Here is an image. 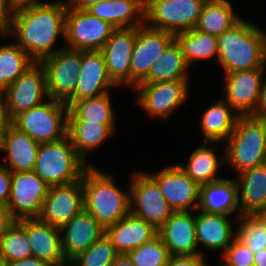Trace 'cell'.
I'll return each instance as SVG.
<instances>
[{"mask_svg":"<svg viewBox=\"0 0 266 266\" xmlns=\"http://www.w3.org/2000/svg\"><path fill=\"white\" fill-rule=\"evenodd\" d=\"M67 7L62 0L31 3L15 8L8 36L16 37L17 44L35 61L55 54L58 36L65 39Z\"/></svg>","mask_w":266,"mask_h":266,"instance_id":"obj_1","label":"cell"},{"mask_svg":"<svg viewBox=\"0 0 266 266\" xmlns=\"http://www.w3.org/2000/svg\"><path fill=\"white\" fill-rule=\"evenodd\" d=\"M217 40L224 74L266 68V31L252 22L241 18Z\"/></svg>","mask_w":266,"mask_h":266,"instance_id":"obj_2","label":"cell"},{"mask_svg":"<svg viewBox=\"0 0 266 266\" xmlns=\"http://www.w3.org/2000/svg\"><path fill=\"white\" fill-rule=\"evenodd\" d=\"M84 210L105 229L130 212V192L120 189L112 177L89 166L82 175Z\"/></svg>","mask_w":266,"mask_h":266,"instance_id":"obj_3","label":"cell"},{"mask_svg":"<svg viewBox=\"0 0 266 266\" xmlns=\"http://www.w3.org/2000/svg\"><path fill=\"white\" fill-rule=\"evenodd\" d=\"M266 159V120L239 116L226 141L225 163L236 173L264 164Z\"/></svg>","mask_w":266,"mask_h":266,"instance_id":"obj_4","label":"cell"},{"mask_svg":"<svg viewBox=\"0 0 266 266\" xmlns=\"http://www.w3.org/2000/svg\"><path fill=\"white\" fill-rule=\"evenodd\" d=\"M89 167L77 153L68 136L39 145L33 172L48 186L73 183Z\"/></svg>","mask_w":266,"mask_h":266,"instance_id":"obj_5","label":"cell"},{"mask_svg":"<svg viewBox=\"0 0 266 266\" xmlns=\"http://www.w3.org/2000/svg\"><path fill=\"white\" fill-rule=\"evenodd\" d=\"M68 106L50 97L41 104L21 112L12 124L37 143L56 142L67 136Z\"/></svg>","mask_w":266,"mask_h":266,"instance_id":"obj_6","label":"cell"},{"mask_svg":"<svg viewBox=\"0 0 266 266\" xmlns=\"http://www.w3.org/2000/svg\"><path fill=\"white\" fill-rule=\"evenodd\" d=\"M204 3L201 0H149L144 23L173 34L196 27Z\"/></svg>","mask_w":266,"mask_h":266,"instance_id":"obj_7","label":"cell"},{"mask_svg":"<svg viewBox=\"0 0 266 266\" xmlns=\"http://www.w3.org/2000/svg\"><path fill=\"white\" fill-rule=\"evenodd\" d=\"M130 213L152 224L157 230L173 214L158 183L145 172L133 173L130 180Z\"/></svg>","mask_w":266,"mask_h":266,"instance_id":"obj_8","label":"cell"},{"mask_svg":"<svg viewBox=\"0 0 266 266\" xmlns=\"http://www.w3.org/2000/svg\"><path fill=\"white\" fill-rule=\"evenodd\" d=\"M116 28L91 15L87 10L67 8L65 16V47L81 50H101Z\"/></svg>","mask_w":266,"mask_h":266,"instance_id":"obj_9","label":"cell"},{"mask_svg":"<svg viewBox=\"0 0 266 266\" xmlns=\"http://www.w3.org/2000/svg\"><path fill=\"white\" fill-rule=\"evenodd\" d=\"M134 89L138 91V104L146 114L166 120L185 104L189 97V80L140 83Z\"/></svg>","mask_w":266,"mask_h":266,"instance_id":"obj_10","label":"cell"},{"mask_svg":"<svg viewBox=\"0 0 266 266\" xmlns=\"http://www.w3.org/2000/svg\"><path fill=\"white\" fill-rule=\"evenodd\" d=\"M46 72L47 93L51 99L65 102L77 85L82 51L61 47L40 62Z\"/></svg>","mask_w":266,"mask_h":266,"instance_id":"obj_11","label":"cell"},{"mask_svg":"<svg viewBox=\"0 0 266 266\" xmlns=\"http://www.w3.org/2000/svg\"><path fill=\"white\" fill-rule=\"evenodd\" d=\"M175 40V34L154 29L145 23L136 27V39L131 54L130 87L138 86L147 76L153 63Z\"/></svg>","mask_w":266,"mask_h":266,"instance_id":"obj_12","label":"cell"},{"mask_svg":"<svg viewBox=\"0 0 266 266\" xmlns=\"http://www.w3.org/2000/svg\"><path fill=\"white\" fill-rule=\"evenodd\" d=\"M49 186L33 171L12 172L7 211L16 219L38 218Z\"/></svg>","mask_w":266,"mask_h":266,"instance_id":"obj_13","label":"cell"},{"mask_svg":"<svg viewBox=\"0 0 266 266\" xmlns=\"http://www.w3.org/2000/svg\"><path fill=\"white\" fill-rule=\"evenodd\" d=\"M7 109L13 120L48 99L46 72L40 62H35L5 90Z\"/></svg>","mask_w":266,"mask_h":266,"instance_id":"obj_14","label":"cell"},{"mask_svg":"<svg viewBox=\"0 0 266 266\" xmlns=\"http://www.w3.org/2000/svg\"><path fill=\"white\" fill-rule=\"evenodd\" d=\"M159 185L161 194L174 211H196L200 203V185L179 166H167L149 174Z\"/></svg>","mask_w":266,"mask_h":266,"instance_id":"obj_15","label":"cell"},{"mask_svg":"<svg viewBox=\"0 0 266 266\" xmlns=\"http://www.w3.org/2000/svg\"><path fill=\"white\" fill-rule=\"evenodd\" d=\"M83 210L84 192L81 178L73 183L49 186L38 218L60 228Z\"/></svg>","mask_w":266,"mask_h":266,"instance_id":"obj_16","label":"cell"},{"mask_svg":"<svg viewBox=\"0 0 266 266\" xmlns=\"http://www.w3.org/2000/svg\"><path fill=\"white\" fill-rule=\"evenodd\" d=\"M266 68L225 74L224 100L240 115H252L256 109Z\"/></svg>","mask_w":266,"mask_h":266,"instance_id":"obj_17","label":"cell"},{"mask_svg":"<svg viewBox=\"0 0 266 266\" xmlns=\"http://www.w3.org/2000/svg\"><path fill=\"white\" fill-rule=\"evenodd\" d=\"M78 73L74 93L64 102L68 107L75 101L97 97L117 87L108 76L100 50L82 51V65Z\"/></svg>","mask_w":266,"mask_h":266,"instance_id":"obj_18","label":"cell"},{"mask_svg":"<svg viewBox=\"0 0 266 266\" xmlns=\"http://www.w3.org/2000/svg\"><path fill=\"white\" fill-rule=\"evenodd\" d=\"M136 39V27L117 28L100 50L109 78L116 86H130L131 54Z\"/></svg>","mask_w":266,"mask_h":266,"instance_id":"obj_19","label":"cell"},{"mask_svg":"<svg viewBox=\"0 0 266 266\" xmlns=\"http://www.w3.org/2000/svg\"><path fill=\"white\" fill-rule=\"evenodd\" d=\"M193 211H174L158 229L157 235L167 247L170 256L202 255L195 229Z\"/></svg>","mask_w":266,"mask_h":266,"instance_id":"obj_20","label":"cell"},{"mask_svg":"<svg viewBox=\"0 0 266 266\" xmlns=\"http://www.w3.org/2000/svg\"><path fill=\"white\" fill-rule=\"evenodd\" d=\"M59 229L63 254L68 263L105 233V228L85 210Z\"/></svg>","mask_w":266,"mask_h":266,"instance_id":"obj_21","label":"cell"},{"mask_svg":"<svg viewBox=\"0 0 266 266\" xmlns=\"http://www.w3.org/2000/svg\"><path fill=\"white\" fill-rule=\"evenodd\" d=\"M26 235L32 256L50 266H63L68 262L63 254L60 229L39 218H26Z\"/></svg>","mask_w":266,"mask_h":266,"instance_id":"obj_22","label":"cell"},{"mask_svg":"<svg viewBox=\"0 0 266 266\" xmlns=\"http://www.w3.org/2000/svg\"><path fill=\"white\" fill-rule=\"evenodd\" d=\"M39 143L13 124L0 133V151L6 153L7 167L11 172L33 171Z\"/></svg>","mask_w":266,"mask_h":266,"instance_id":"obj_23","label":"cell"},{"mask_svg":"<svg viewBox=\"0 0 266 266\" xmlns=\"http://www.w3.org/2000/svg\"><path fill=\"white\" fill-rule=\"evenodd\" d=\"M195 215V229L198 245L209 251H220L222 254L237 237L232 228L234 225L229 215L208 213L202 210Z\"/></svg>","mask_w":266,"mask_h":266,"instance_id":"obj_24","label":"cell"},{"mask_svg":"<svg viewBox=\"0 0 266 266\" xmlns=\"http://www.w3.org/2000/svg\"><path fill=\"white\" fill-rule=\"evenodd\" d=\"M158 230L145 220L130 212L121 220L105 229V234L110 238L119 254L138 248L157 236Z\"/></svg>","mask_w":266,"mask_h":266,"instance_id":"obj_25","label":"cell"},{"mask_svg":"<svg viewBox=\"0 0 266 266\" xmlns=\"http://www.w3.org/2000/svg\"><path fill=\"white\" fill-rule=\"evenodd\" d=\"M237 184L240 215H254L266 208V167L264 164L239 173Z\"/></svg>","mask_w":266,"mask_h":266,"instance_id":"obj_26","label":"cell"},{"mask_svg":"<svg viewBox=\"0 0 266 266\" xmlns=\"http://www.w3.org/2000/svg\"><path fill=\"white\" fill-rule=\"evenodd\" d=\"M144 8L145 6L138 0H103L86 10L117 29L142 26Z\"/></svg>","mask_w":266,"mask_h":266,"instance_id":"obj_27","label":"cell"},{"mask_svg":"<svg viewBox=\"0 0 266 266\" xmlns=\"http://www.w3.org/2000/svg\"><path fill=\"white\" fill-rule=\"evenodd\" d=\"M201 115L200 128L204 140L211 145L220 141L225 143L240 116L223 98L211 104Z\"/></svg>","mask_w":266,"mask_h":266,"instance_id":"obj_28","label":"cell"},{"mask_svg":"<svg viewBox=\"0 0 266 266\" xmlns=\"http://www.w3.org/2000/svg\"><path fill=\"white\" fill-rule=\"evenodd\" d=\"M199 208L208 213H220L229 216L237 213L239 206L235 179L222 178L201 185Z\"/></svg>","mask_w":266,"mask_h":266,"instance_id":"obj_29","label":"cell"},{"mask_svg":"<svg viewBox=\"0 0 266 266\" xmlns=\"http://www.w3.org/2000/svg\"><path fill=\"white\" fill-rule=\"evenodd\" d=\"M115 125H103L86 121H67V136L80 157L88 164L87 155L103 142L109 140L115 131Z\"/></svg>","mask_w":266,"mask_h":266,"instance_id":"obj_30","label":"cell"},{"mask_svg":"<svg viewBox=\"0 0 266 266\" xmlns=\"http://www.w3.org/2000/svg\"><path fill=\"white\" fill-rule=\"evenodd\" d=\"M189 69L179 44L174 40L153 63L148 76L141 83L189 80Z\"/></svg>","mask_w":266,"mask_h":266,"instance_id":"obj_31","label":"cell"},{"mask_svg":"<svg viewBox=\"0 0 266 266\" xmlns=\"http://www.w3.org/2000/svg\"><path fill=\"white\" fill-rule=\"evenodd\" d=\"M204 141L203 146L196 148L189 156L188 162L185 165L178 166L200 186L211 182L218 181L222 178L217 177L219 166L225 163V150L221 160L215 153L218 150L217 146L208 148ZM220 161L222 163H220Z\"/></svg>","mask_w":266,"mask_h":266,"instance_id":"obj_32","label":"cell"},{"mask_svg":"<svg viewBox=\"0 0 266 266\" xmlns=\"http://www.w3.org/2000/svg\"><path fill=\"white\" fill-rule=\"evenodd\" d=\"M110 93L75 101L68 107L67 121H86L103 125H115V113Z\"/></svg>","mask_w":266,"mask_h":266,"instance_id":"obj_33","label":"cell"},{"mask_svg":"<svg viewBox=\"0 0 266 266\" xmlns=\"http://www.w3.org/2000/svg\"><path fill=\"white\" fill-rule=\"evenodd\" d=\"M233 9L230 0L204 3L195 29L216 37L220 36L242 18Z\"/></svg>","mask_w":266,"mask_h":266,"instance_id":"obj_34","label":"cell"},{"mask_svg":"<svg viewBox=\"0 0 266 266\" xmlns=\"http://www.w3.org/2000/svg\"><path fill=\"white\" fill-rule=\"evenodd\" d=\"M185 61L189 67L198 60H207L212 56L218 57V40L216 36L203 33L193 28L175 34Z\"/></svg>","mask_w":266,"mask_h":266,"instance_id":"obj_35","label":"cell"},{"mask_svg":"<svg viewBox=\"0 0 266 266\" xmlns=\"http://www.w3.org/2000/svg\"><path fill=\"white\" fill-rule=\"evenodd\" d=\"M35 61L16 42L0 46V89L5 90Z\"/></svg>","mask_w":266,"mask_h":266,"instance_id":"obj_36","label":"cell"},{"mask_svg":"<svg viewBox=\"0 0 266 266\" xmlns=\"http://www.w3.org/2000/svg\"><path fill=\"white\" fill-rule=\"evenodd\" d=\"M32 256L26 235V218L16 220L8 229L0 247V259L6 262Z\"/></svg>","mask_w":266,"mask_h":266,"instance_id":"obj_37","label":"cell"},{"mask_svg":"<svg viewBox=\"0 0 266 266\" xmlns=\"http://www.w3.org/2000/svg\"><path fill=\"white\" fill-rule=\"evenodd\" d=\"M118 254L110 238L104 233L85 252L74 257L69 264L71 266H112Z\"/></svg>","mask_w":266,"mask_h":266,"instance_id":"obj_38","label":"cell"},{"mask_svg":"<svg viewBox=\"0 0 266 266\" xmlns=\"http://www.w3.org/2000/svg\"><path fill=\"white\" fill-rule=\"evenodd\" d=\"M234 220L240 222L236 228L237 238L253 253L266 249V226L256 214L240 215Z\"/></svg>","mask_w":266,"mask_h":266,"instance_id":"obj_39","label":"cell"},{"mask_svg":"<svg viewBox=\"0 0 266 266\" xmlns=\"http://www.w3.org/2000/svg\"><path fill=\"white\" fill-rule=\"evenodd\" d=\"M127 254L136 266H165L170 257L167 247L158 235Z\"/></svg>","mask_w":266,"mask_h":266,"instance_id":"obj_40","label":"cell"},{"mask_svg":"<svg viewBox=\"0 0 266 266\" xmlns=\"http://www.w3.org/2000/svg\"><path fill=\"white\" fill-rule=\"evenodd\" d=\"M221 255L223 266H253L254 253L237 237Z\"/></svg>","mask_w":266,"mask_h":266,"instance_id":"obj_41","label":"cell"},{"mask_svg":"<svg viewBox=\"0 0 266 266\" xmlns=\"http://www.w3.org/2000/svg\"><path fill=\"white\" fill-rule=\"evenodd\" d=\"M12 172L0 163V209H7L11 190Z\"/></svg>","mask_w":266,"mask_h":266,"instance_id":"obj_42","label":"cell"},{"mask_svg":"<svg viewBox=\"0 0 266 266\" xmlns=\"http://www.w3.org/2000/svg\"><path fill=\"white\" fill-rule=\"evenodd\" d=\"M205 260L202 255L170 256L165 266H207Z\"/></svg>","mask_w":266,"mask_h":266,"instance_id":"obj_43","label":"cell"},{"mask_svg":"<svg viewBox=\"0 0 266 266\" xmlns=\"http://www.w3.org/2000/svg\"><path fill=\"white\" fill-rule=\"evenodd\" d=\"M15 8L11 0H0V29L6 33L10 29Z\"/></svg>","mask_w":266,"mask_h":266,"instance_id":"obj_44","label":"cell"},{"mask_svg":"<svg viewBox=\"0 0 266 266\" xmlns=\"http://www.w3.org/2000/svg\"><path fill=\"white\" fill-rule=\"evenodd\" d=\"M11 124L12 119L8 113L5 91L0 89V133Z\"/></svg>","mask_w":266,"mask_h":266,"instance_id":"obj_45","label":"cell"},{"mask_svg":"<svg viewBox=\"0 0 266 266\" xmlns=\"http://www.w3.org/2000/svg\"><path fill=\"white\" fill-rule=\"evenodd\" d=\"M251 116L266 120V79H264L262 82L260 88L259 100L256 109Z\"/></svg>","mask_w":266,"mask_h":266,"instance_id":"obj_46","label":"cell"},{"mask_svg":"<svg viewBox=\"0 0 266 266\" xmlns=\"http://www.w3.org/2000/svg\"><path fill=\"white\" fill-rule=\"evenodd\" d=\"M15 221L16 219L7 210L0 209V247L8 229Z\"/></svg>","mask_w":266,"mask_h":266,"instance_id":"obj_47","label":"cell"},{"mask_svg":"<svg viewBox=\"0 0 266 266\" xmlns=\"http://www.w3.org/2000/svg\"><path fill=\"white\" fill-rule=\"evenodd\" d=\"M8 266H50L46 262L39 260L34 256L26 257L25 259L7 262Z\"/></svg>","mask_w":266,"mask_h":266,"instance_id":"obj_48","label":"cell"},{"mask_svg":"<svg viewBox=\"0 0 266 266\" xmlns=\"http://www.w3.org/2000/svg\"><path fill=\"white\" fill-rule=\"evenodd\" d=\"M103 0H66L65 5L67 8L75 10H86L91 5L99 3Z\"/></svg>","mask_w":266,"mask_h":266,"instance_id":"obj_49","label":"cell"},{"mask_svg":"<svg viewBox=\"0 0 266 266\" xmlns=\"http://www.w3.org/2000/svg\"><path fill=\"white\" fill-rule=\"evenodd\" d=\"M112 266H136L133 264L128 254H118Z\"/></svg>","mask_w":266,"mask_h":266,"instance_id":"obj_50","label":"cell"},{"mask_svg":"<svg viewBox=\"0 0 266 266\" xmlns=\"http://www.w3.org/2000/svg\"><path fill=\"white\" fill-rule=\"evenodd\" d=\"M253 266H266V249L254 253Z\"/></svg>","mask_w":266,"mask_h":266,"instance_id":"obj_51","label":"cell"},{"mask_svg":"<svg viewBox=\"0 0 266 266\" xmlns=\"http://www.w3.org/2000/svg\"><path fill=\"white\" fill-rule=\"evenodd\" d=\"M11 2L17 7L25 4L40 3V0H11Z\"/></svg>","mask_w":266,"mask_h":266,"instance_id":"obj_52","label":"cell"},{"mask_svg":"<svg viewBox=\"0 0 266 266\" xmlns=\"http://www.w3.org/2000/svg\"><path fill=\"white\" fill-rule=\"evenodd\" d=\"M256 215L260 218V220L266 226V208L260 210Z\"/></svg>","mask_w":266,"mask_h":266,"instance_id":"obj_53","label":"cell"},{"mask_svg":"<svg viewBox=\"0 0 266 266\" xmlns=\"http://www.w3.org/2000/svg\"><path fill=\"white\" fill-rule=\"evenodd\" d=\"M203 3H215V2H221L224 0H201Z\"/></svg>","mask_w":266,"mask_h":266,"instance_id":"obj_54","label":"cell"},{"mask_svg":"<svg viewBox=\"0 0 266 266\" xmlns=\"http://www.w3.org/2000/svg\"><path fill=\"white\" fill-rule=\"evenodd\" d=\"M0 35L2 38H5V37H9L5 31H3L2 29H0Z\"/></svg>","mask_w":266,"mask_h":266,"instance_id":"obj_55","label":"cell"},{"mask_svg":"<svg viewBox=\"0 0 266 266\" xmlns=\"http://www.w3.org/2000/svg\"><path fill=\"white\" fill-rule=\"evenodd\" d=\"M0 266H8V264L5 260L0 259Z\"/></svg>","mask_w":266,"mask_h":266,"instance_id":"obj_56","label":"cell"},{"mask_svg":"<svg viewBox=\"0 0 266 266\" xmlns=\"http://www.w3.org/2000/svg\"><path fill=\"white\" fill-rule=\"evenodd\" d=\"M138 1H140L145 6L149 0H138Z\"/></svg>","mask_w":266,"mask_h":266,"instance_id":"obj_57","label":"cell"}]
</instances>
